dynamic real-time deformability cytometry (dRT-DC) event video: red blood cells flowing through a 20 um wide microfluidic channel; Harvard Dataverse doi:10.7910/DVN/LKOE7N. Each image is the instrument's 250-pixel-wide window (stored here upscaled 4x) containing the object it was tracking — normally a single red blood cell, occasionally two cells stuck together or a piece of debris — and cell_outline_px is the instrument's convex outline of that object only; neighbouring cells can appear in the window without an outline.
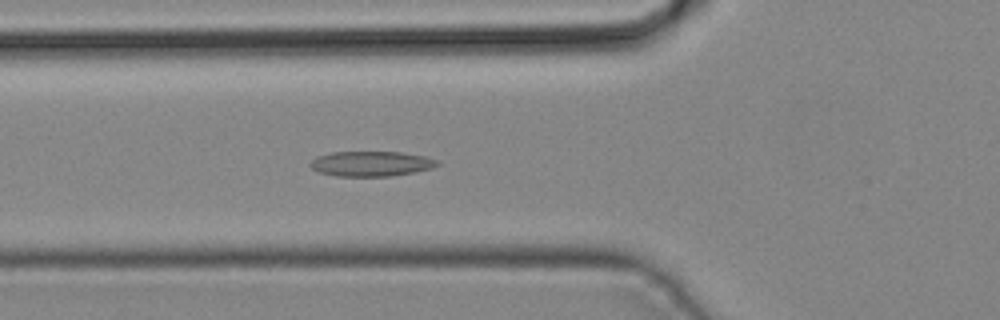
{"species": "common noctule bat (a hibernating species)", "species_latin": "Nyctalus noctula", "temperature_condition": "cold", "stored_images_in_passage": 34, "camera_frame_rate_fps": 3000, "um_per_image_px": 0.085, "animal": {"sex": "male", "body_mass_g": 19.2, "forearm_length_mm": 51.8}, "frame": {"image": 1, "passage_image": 7, "time_ms": 2.0, "image_size_px": [1000, 320], "cell_outline_px": [[440, 164], [432, 168], [416, 172], [392, 176], [336, 176], [320, 172], [312, 168], [308, 164], [316, 156], [332, 152], [400, 152], [428, 156], [440, 160]], "centroid_in_image_um": [31.6, 13.91], "position_along_channel_um": 94.2, "area_um2": 18.79}}
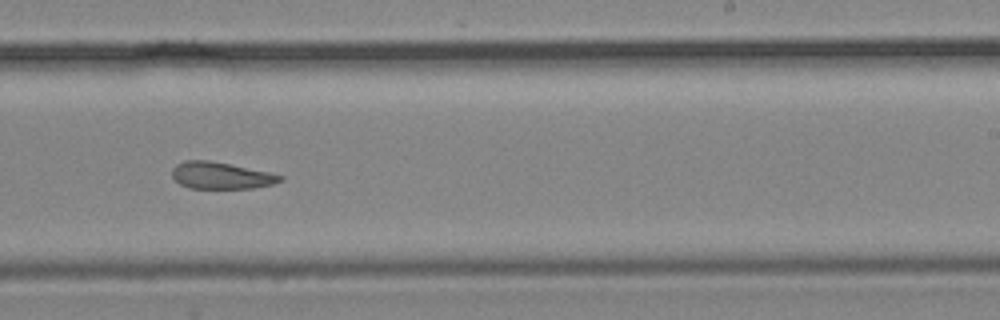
{"frame": {"image": 2, "passage_image": 18, "time_ms": 5.667, "image_size_px": [1000, 320], "cell_outline_px": [[284, 180], [272, 184], [252, 188], [188, 188], [180, 184], [172, 176], [172, 168], [176, 164], [184, 160], [208, 160], [268, 172], [284, 176]], "centroid_in_image_um": [18.76, 14.92], "position_along_channel_um": 270.2, "area_um2": 16.76}}
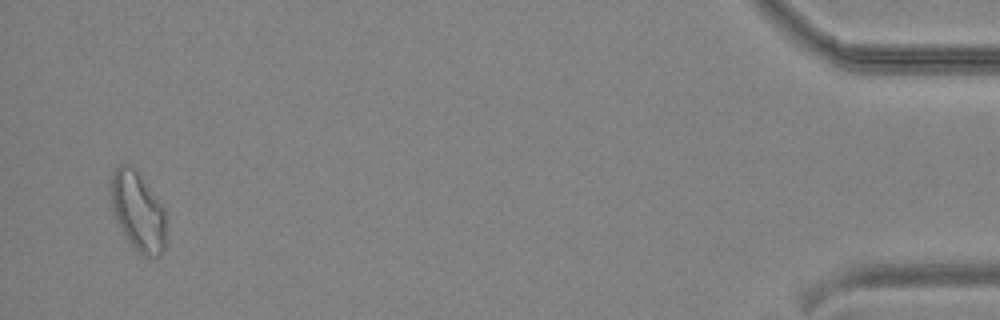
{"frame": {"image": 3, "passage_image": 33, "time_ms": 10.667, "image_size_px": [1000, 320], "cell_outline_px": [[168, 216], [164, 248], [160, 256], [144, 256], [128, 240], [112, 208], [108, 188], [112, 172], [120, 164], [132, 164], [140, 172], [164, 208]], "centroid_in_image_um": [11.74, 17.88], "position_along_channel_um": 423.5, "area_um2": 25.95}}